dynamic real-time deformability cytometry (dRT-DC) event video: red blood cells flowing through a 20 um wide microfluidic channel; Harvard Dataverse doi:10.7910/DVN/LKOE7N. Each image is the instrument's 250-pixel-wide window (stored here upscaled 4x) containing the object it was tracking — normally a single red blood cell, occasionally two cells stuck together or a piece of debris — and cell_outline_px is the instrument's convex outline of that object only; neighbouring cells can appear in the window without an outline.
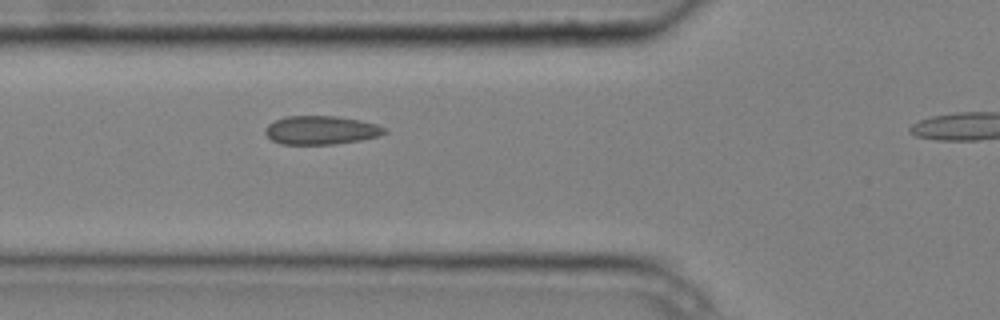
{"species": "common noctule bat (a hibernating species)", "species_latin": "Nyctalus noctula", "temperature_condition": "cold", "stored_images_in_passage": 4, "camera_frame_rate_fps": 3000, "um_per_image_px": 0.085, "animal": {"sex": "male", "body_mass_g": 20.4}, "frame": {"image": 1, "passage_image": 3, "time_ms": 0.667, "image_size_px": [1000, 320], "cell_outline_px": [[388, 132], [380, 136], [360, 140], [332, 144], [280, 144], [272, 140], [264, 132], [264, 128], [268, 124], [284, 116], [336, 116], [360, 120], [376, 124], [384, 128]], "centroid_in_image_um": [27.27, 11.06], "position_along_channel_um": 98.5, "area_um2": 19.88}}